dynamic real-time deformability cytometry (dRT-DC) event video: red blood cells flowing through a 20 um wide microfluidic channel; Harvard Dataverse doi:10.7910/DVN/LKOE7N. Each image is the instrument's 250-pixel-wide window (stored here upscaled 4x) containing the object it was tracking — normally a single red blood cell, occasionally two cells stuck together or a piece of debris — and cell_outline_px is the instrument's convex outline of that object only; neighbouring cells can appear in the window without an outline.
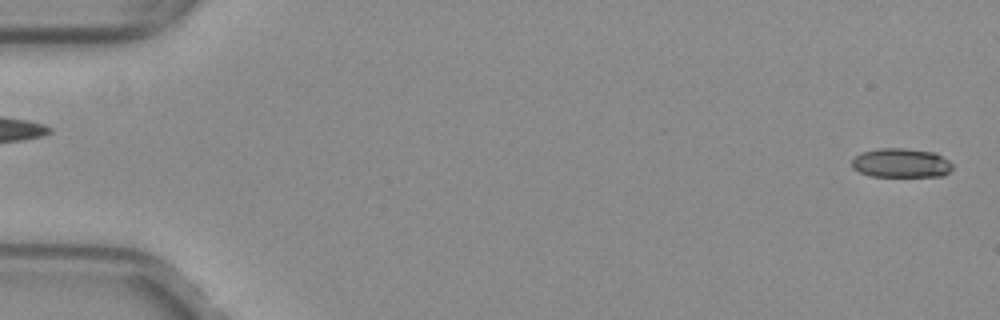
{"species": "common noctule bat (a hibernating species)", "species_latin": "Nyctalus noctula", "temperature_condition": "warm", "stored_images_in_passage": 12, "camera_frame_rate_fps": 3000, "um_per_image_px": 0.085, "animal": {"sex": "female", "body_mass_g": 29.2, "forearm_length_mm": 56.3}, "frame": {"image": 1, "passage_image": 1, "time_ms": 0.0, "image_size_px": [1000, 320], "cell_outline_px": [[952, 168], [944, 176], [872, 176], [860, 172], [852, 168], [852, 160], [860, 152], [880, 148], [908, 148], [936, 152], [948, 160], [952, 164]], "centroid_in_image_um": [76.6, 13.84], "position_along_channel_um": 8.4, "area_um2": 17.22}}